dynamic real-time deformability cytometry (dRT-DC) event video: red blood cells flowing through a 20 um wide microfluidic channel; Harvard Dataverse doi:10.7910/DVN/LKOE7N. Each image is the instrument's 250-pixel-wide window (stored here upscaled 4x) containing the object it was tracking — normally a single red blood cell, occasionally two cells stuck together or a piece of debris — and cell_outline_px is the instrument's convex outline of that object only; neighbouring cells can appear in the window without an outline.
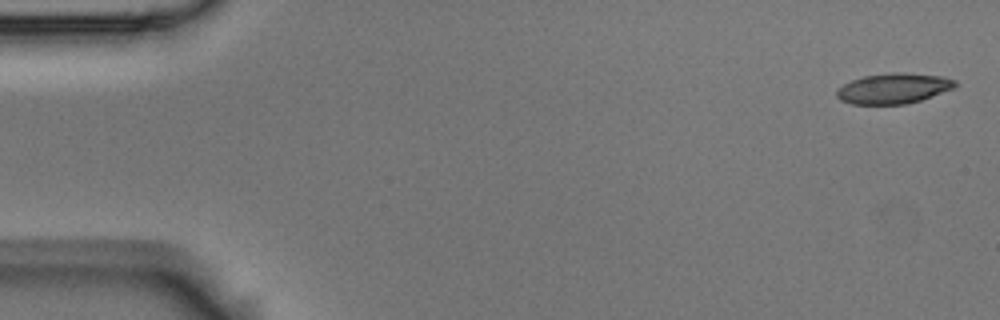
{"species": "Egyptian fruit bat (a non-hibernating species)", "species_latin": "Rousettus aegyptiacus", "temperature_condition": "room temperature", "stored_images_in_passage": 6, "segment_of_instrument_passage": [2, 2], "camera_frame_rate_fps": 3000, "um_per_image_px": 0.085, "animal": {"sex": "male"}, "frame": {"image": 1, "passage_image": 6, "time_ms": 1.667, "image_size_px": [1000, 320], "cell_outline_px": [[956, 88], [920, 100], [904, 104], [852, 104], [840, 100], [836, 96], [836, 88], [852, 80], [864, 76], [888, 72], [904, 72], [944, 76], [956, 80]], "centroid_in_image_um": [75.96, 7.5], "position_along_channel_um": 9.0, "area_um2": 21.21}}